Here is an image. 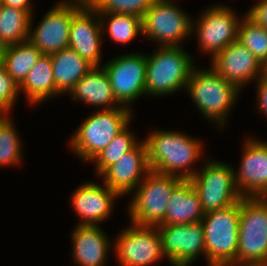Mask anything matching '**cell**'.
Listing matches in <instances>:
<instances>
[{
  "mask_svg": "<svg viewBox=\"0 0 267 266\" xmlns=\"http://www.w3.org/2000/svg\"><path fill=\"white\" fill-rule=\"evenodd\" d=\"M150 170L190 180L198 171L191 166L202 158V141L176 131H152L145 139Z\"/></svg>",
  "mask_w": 267,
  "mask_h": 266,
  "instance_id": "1",
  "label": "cell"
},
{
  "mask_svg": "<svg viewBox=\"0 0 267 266\" xmlns=\"http://www.w3.org/2000/svg\"><path fill=\"white\" fill-rule=\"evenodd\" d=\"M192 70L186 85V91L205 119L215 121L219 127L226 126L229 111L236 103L241 90L226 81L215 69ZM240 91V92H239Z\"/></svg>",
  "mask_w": 267,
  "mask_h": 266,
  "instance_id": "2",
  "label": "cell"
},
{
  "mask_svg": "<svg viewBox=\"0 0 267 266\" xmlns=\"http://www.w3.org/2000/svg\"><path fill=\"white\" fill-rule=\"evenodd\" d=\"M183 46H160L146 54L145 95L162 96L185 90L195 67L194 59Z\"/></svg>",
  "mask_w": 267,
  "mask_h": 266,
  "instance_id": "3",
  "label": "cell"
},
{
  "mask_svg": "<svg viewBox=\"0 0 267 266\" xmlns=\"http://www.w3.org/2000/svg\"><path fill=\"white\" fill-rule=\"evenodd\" d=\"M132 112L127 107H115L99 109L87 117L69 141L72 152L89 163L132 122Z\"/></svg>",
  "mask_w": 267,
  "mask_h": 266,
  "instance_id": "4",
  "label": "cell"
},
{
  "mask_svg": "<svg viewBox=\"0 0 267 266\" xmlns=\"http://www.w3.org/2000/svg\"><path fill=\"white\" fill-rule=\"evenodd\" d=\"M267 262V197L240 200L238 249L233 265L259 266Z\"/></svg>",
  "mask_w": 267,
  "mask_h": 266,
  "instance_id": "5",
  "label": "cell"
},
{
  "mask_svg": "<svg viewBox=\"0 0 267 266\" xmlns=\"http://www.w3.org/2000/svg\"><path fill=\"white\" fill-rule=\"evenodd\" d=\"M239 217L240 201L224 209L204 213L201 223L208 266L236 262Z\"/></svg>",
  "mask_w": 267,
  "mask_h": 266,
  "instance_id": "6",
  "label": "cell"
},
{
  "mask_svg": "<svg viewBox=\"0 0 267 266\" xmlns=\"http://www.w3.org/2000/svg\"><path fill=\"white\" fill-rule=\"evenodd\" d=\"M182 179L150 170L136 187L128 204L131 223L141 226H158L165 213L173 189Z\"/></svg>",
  "mask_w": 267,
  "mask_h": 266,
  "instance_id": "7",
  "label": "cell"
},
{
  "mask_svg": "<svg viewBox=\"0 0 267 266\" xmlns=\"http://www.w3.org/2000/svg\"><path fill=\"white\" fill-rule=\"evenodd\" d=\"M190 182L199 195L204 213L224 209L243 198L235 184L234 169L227 163L205 160Z\"/></svg>",
  "mask_w": 267,
  "mask_h": 266,
  "instance_id": "8",
  "label": "cell"
},
{
  "mask_svg": "<svg viewBox=\"0 0 267 266\" xmlns=\"http://www.w3.org/2000/svg\"><path fill=\"white\" fill-rule=\"evenodd\" d=\"M174 0H155L142 17V36L159 46H182L192 33V18Z\"/></svg>",
  "mask_w": 267,
  "mask_h": 266,
  "instance_id": "9",
  "label": "cell"
},
{
  "mask_svg": "<svg viewBox=\"0 0 267 266\" xmlns=\"http://www.w3.org/2000/svg\"><path fill=\"white\" fill-rule=\"evenodd\" d=\"M205 10L198 21H192V33L196 31L200 51L209 54L212 60L230 43L237 41L241 18L223 4L212 5Z\"/></svg>",
  "mask_w": 267,
  "mask_h": 266,
  "instance_id": "10",
  "label": "cell"
},
{
  "mask_svg": "<svg viewBox=\"0 0 267 266\" xmlns=\"http://www.w3.org/2000/svg\"><path fill=\"white\" fill-rule=\"evenodd\" d=\"M130 225L119 233L113 246L120 266H152L165 259L156 226Z\"/></svg>",
  "mask_w": 267,
  "mask_h": 266,
  "instance_id": "11",
  "label": "cell"
},
{
  "mask_svg": "<svg viewBox=\"0 0 267 266\" xmlns=\"http://www.w3.org/2000/svg\"><path fill=\"white\" fill-rule=\"evenodd\" d=\"M102 67L108 75L114 97L121 106L129 108L130 104L145 95V53L116 56Z\"/></svg>",
  "mask_w": 267,
  "mask_h": 266,
  "instance_id": "12",
  "label": "cell"
},
{
  "mask_svg": "<svg viewBox=\"0 0 267 266\" xmlns=\"http://www.w3.org/2000/svg\"><path fill=\"white\" fill-rule=\"evenodd\" d=\"M61 1L47 11L35 29L31 15L28 40L42 54L52 55L68 48L72 17L80 8L71 0Z\"/></svg>",
  "mask_w": 267,
  "mask_h": 266,
  "instance_id": "13",
  "label": "cell"
},
{
  "mask_svg": "<svg viewBox=\"0 0 267 266\" xmlns=\"http://www.w3.org/2000/svg\"><path fill=\"white\" fill-rule=\"evenodd\" d=\"M160 233L162 251L172 266H191L197 256H205L202 223L156 226Z\"/></svg>",
  "mask_w": 267,
  "mask_h": 266,
  "instance_id": "14",
  "label": "cell"
},
{
  "mask_svg": "<svg viewBox=\"0 0 267 266\" xmlns=\"http://www.w3.org/2000/svg\"><path fill=\"white\" fill-rule=\"evenodd\" d=\"M248 138L241 165L234 169L235 184L243 197H267V142Z\"/></svg>",
  "mask_w": 267,
  "mask_h": 266,
  "instance_id": "15",
  "label": "cell"
},
{
  "mask_svg": "<svg viewBox=\"0 0 267 266\" xmlns=\"http://www.w3.org/2000/svg\"><path fill=\"white\" fill-rule=\"evenodd\" d=\"M210 62L213 69L240 90L250 81L257 82L265 73V67L238 41L230 43Z\"/></svg>",
  "mask_w": 267,
  "mask_h": 266,
  "instance_id": "16",
  "label": "cell"
},
{
  "mask_svg": "<svg viewBox=\"0 0 267 266\" xmlns=\"http://www.w3.org/2000/svg\"><path fill=\"white\" fill-rule=\"evenodd\" d=\"M149 171L147 146L145 140H141L99 177L103 178V183L120 196H127L126 194L136 189Z\"/></svg>",
  "mask_w": 267,
  "mask_h": 266,
  "instance_id": "17",
  "label": "cell"
},
{
  "mask_svg": "<svg viewBox=\"0 0 267 266\" xmlns=\"http://www.w3.org/2000/svg\"><path fill=\"white\" fill-rule=\"evenodd\" d=\"M103 31L96 9H79L72 17L68 47L93 67H100Z\"/></svg>",
  "mask_w": 267,
  "mask_h": 266,
  "instance_id": "18",
  "label": "cell"
},
{
  "mask_svg": "<svg viewBox=\"0 0 267 266\" xmlns=\"http://www.w3.org/2000/svg\"><path fill=\"white\" fill-rule=\"evenodd\" d=\"M121 197L106 184L85 182L71 196V205L81 218L79 225H99L113 212L114 200Z\"/></svg>",
  "mask_w": 267,
  "mask_h": 266,
  "instance_id": "19",
  "label": "cell"
},
{
  "mask_svg": "<svg viewBox=\"0 0 267 266\" xmlns=\"http://www.w3.org/2000/svg\"><path fill=\"white\" fill-rule=\"evenodd\" d=\"M73 261L79 266H105L111 242L99 225H79L72 230Z\"/></svg>",
  "mask_w": 267,
  "mask_h": 266,
  "instance_id": "20",
  "label": "cell"
},
{
  "mask_svg": "<svg viewBox=\"0 0 267 266\" xmlns=\"http://www.w3.org/2000/svg\"><path fill=\"white\" fill-rule=\"evenodd\" d=\"M69 94L74 101L79 100L92 106H99L100 110L124 107L114 97L108 75L102 66L90 69L74 85Z\"/></svg>",
  "mask_w": 267,
  "mask_h": 266,
  "instance_id": "21",
  "label": "cell"
},
{
  "mask_svg": "<svg viewBox=\"0 0 267 266\" xmlns=\"http://www.w3.org/2000/svg\"><path fill=\"white\" fill-rule=\"evenodd\" d=\"M204 212L190 180H182L171 192L164 220L159 225L201 222Z\"/></svg>",
  "mask_w": 267,
  "mask_h": 266,
  "instance_id": "22",
  "label": "cell"
},
{
  "mask_svg": "<svg viewBox=\"0 0 267 266\" xmlns=\"http://www.w3.org/2000/svg\"><path fill=\"white\" fill-rule=\"evenodd\" d=\"M31 105L45 102L48 98L61 94L55 86L51 55L42 54L37 63L30 69L19 86Z\"/></svg>",
  "mask_w": 267,
  "mask_h": 266,
  "instance_id": "23",
  "label": "cell"
},
{
  "mask_svg": "<svg viewBox=\"0 0 267 266\" xmlns=\"http://www.w3.org/2000/svg\"><path fill=\"white\" fill-rule=\"evenodd\" d=\"M51 62L55 86L61 95L69 93L74 85L93 68L90 63L69 47L52 54Z\"/></svg>",
  "mask_w": 267,
  "mask_h": 266,
  "instance_id": "24",
  "label": "cell"
},
{
  "mask_svg": "<svg viewBox=\"0 0 267 266\" xmlns=\"http://www.w3.org/2000/svg\"><path fill=\"white\" fill-rule=\"evenodd\" d=\"M41 55V51L29 40L6 46L3 66L17 85L20 86Z\"/></svg>",
  "mask_w": 267,
  "mask_h": 266,
  "instance_id": "25",
  "label": "cell"
},
{
  "mask_svg": "<svg viewBox=\"0 0 267 266\" xmlns=\"http://www.w3.org/2000/svg\"><path fill=\"white\" fill-rule=\"evenodd\" d=\"M30 19L28 11L0 4V41L5 46L27 41Z\"/></svg>",
  "mask_w": 267,
  "mask_h": 266,
  "instance_id": "26",
  "label": "cell"
},
{
  "mask_svg": "<svg viewBox=\"0 0 267 266\" xmlns=\"http://www.w3.org/2000/svg\"><path fill=\"white\" fill-rule=\"evenodd\" d=\"M99 18L103 33L107 29V35H109V38L113 40L114 43L128 44L134 40L137 35H142V18L139 16L131 14L99 13ZM104 18H108L107 21Z\"/></svg>",
  "mask_w": 267,
  "mask_h": 266,
  "instance_id": "27",
  "label": "cell"
},
{
  "mask_svg": "<svg viewBox=\"0 0 267 266\" xmlns=\"http://www.w3.org/2000/svg\"><path fill=\"white\" fill-rule=\"evenodd\" d=\"M135 133L129 130V125L119 133L99 154L90 162H94L96 174L100 176L110 165L119 161L127 152L132 150L141 140H137Z\"/></svg>",
  "mask_w": 267,
  "mask_h": 266,
  "instance_id": "28",
  "label": "cell"
},
{
  "mask_svg": "<svg viewBox=\"0 0 267 266\" xmlns=\"http://www.w3.org/2000/svg\"><path fill=\"white\" fill-rule=\"evenodd\" d=\"M22 142L10 116H0V166H17L22 162Z\"/></svg>",
  "mask_w": 267,
  "mask_h": 266,
  "instance_id": "29",
  "label": "cell"
},
{
  "mask_svg": "<svg viewBox=\"0 0 267 266\" xmlns=\"http://www.w3.org/2000/svg\"><path fill=\"white\" fill-rule=\"evenodd\" d=\"M237 41L265 67L267 64V29L254 24L244 15L239 24Z\"/></svg>",
  "mask_w": 267,
  "mask_h": 266,
  "instance_id": "30",
  "label": "cell"
},
{
  "mask_svg": "<svg viewBox=\"0 0 267 266\" xmlns=\"http://www.w3.org/2000/svg\"><path fill=\"white\" fill-rule=\"evenodd\" d=\"M155 0H104L98 13L131 14L142 18Z\"/></svg>",
  "mask_w": 267,
  "mask_h": 266,
  "instance_id": "31",
  "label": "cell"
},
{
  "mask_svg": "<svg viewBox=\"0 0 267 266\" xmlns=\"http://www.w3.org/2000/svg\"><path fill=\"white\" fill-rule=\"evenodd\" d=\"M19 86L7 73L4 66L0 67V116L10 115V110L17 101Z\"/></svg>",
  "mask_w": 267,
  "mask_h": 266,
  "instance_id": "32",
  "label": "cell"
},
{
  "mask_svg": "<svg viewBox=\"0 0 267 266\" xmlns=\"http://www.w3.org/2000/svg\"><path fill=\"white\" fill-rule=\"evenodd\" d=\"M244 15L254 24L267 29V0H259Z\"/></svg>",
  "mask_w": 267,
  "mask_h": 266,
  "instance_id": "33",
  "label": "cell"
},
{
  "mask_svg": "<svg viewBox=\"0 0 267 266\" xmlns=\"http://www.w3.org/2000/svg\"><path fill=\"white\" fill-rule=\"evenodd\" d=\"M257 86V106L258 112L267 117V75L264 73L256 82Z\"/></svg>",
  "mask_w": 267,
  "mask_h": 266,
  "instance_id": "34",
  "label": "cell"
},
{
  "mask_svg": "<svg viewBox=\"0 0 267 266\" xmlns=\"http://www.w3.org/2000/svg\"><path fill=\"white\" fill-rule=\"evenodd\" d=\"M1 4L14 7L17 9H22L28 11L31 15L34 14L33 11V4L31 3V0H2Z\"/></svg>",
  "mask_w": 267,
  "mask_h": 266,
  "instance_id": "35",
  "label": "cell"
},
{
  "mask_svg": "<svg viewBox=\"0 0 267 266\" xmlns=\"http://www.w3.org/2000/svg\"><path fill=\"white\" fill-rule=\"evenodd\" d=\"M81 9H97L104 0H71Z\"/></svg>",
  "mask_w": 267,
  "mask_h": 266,
  "instance_id": "36",
  "label": "cell"
},
{
  "mask_svg": "<svg viewBox=\"0 0 267 266\" xmlns=\"http://www.w3.org/2000/svg\"><path fill=\"white\" fill-rule=\"evenodd\" d=\"M6 46L0 41V67L4 65V55Z\"/></svg>",
  "mask_w": 267,
  "mask_h": 266,
  "instance_id": "37",
  "label": "cell"
},
{
  "mask_svg": "<svg viewBox=\"0 0 267 266\" xmlns=\"http://www.w3.org/2000/svg\"><path fill=\"white\" fill-rule=\"evenodd\" d=\"M211 266H243V265L225 264V265H211Z\"/></svg>",
  "mask_w": 267,
  "mask_h": 266,
  "instance_id": "38",
  "label": "cell"
},
{
  "mask_svg": "<svg viewBox=\"0 0 267 266\" xmlns=\"http://www.w3.org/2000/svg\"><path fill=\"white\" fill-rule=\"evenodd\" d=\"M259 266H267V262H265V263H263V264H261Z\"/></svg>",
  "mask_w": 267,
  "mask_h": 266,
  "instance_id": "39",
  "label": "cell"
}]
</instances>
